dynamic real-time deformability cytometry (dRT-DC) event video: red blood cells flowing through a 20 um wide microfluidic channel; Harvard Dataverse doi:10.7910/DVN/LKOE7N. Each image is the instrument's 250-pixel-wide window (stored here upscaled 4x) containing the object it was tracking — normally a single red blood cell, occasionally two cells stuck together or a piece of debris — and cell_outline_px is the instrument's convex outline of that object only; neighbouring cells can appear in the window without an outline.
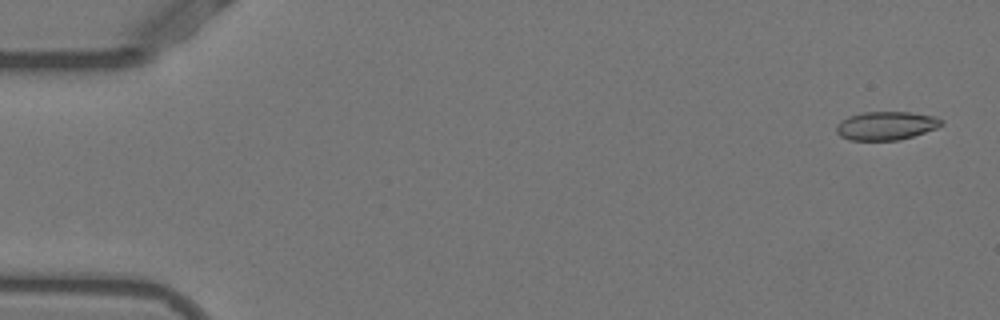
{"species": "Egyptian fruit bat (a non-hibernating species)", "species_latin": "Rousettus aegyptiacus", "temperature_condition": "warm", "stored_images_in_passage": 52, "camera_frame_rate_fps": 3000, "um_per_image_px": 0.085, "animal": {"sex": "female"}, "frame": {"image": 1, "passage_image": 2, "time_ms": 0.333, "image_size_px": [1000, 320], "cell_outline_px": [[944, 124], [936, 128], [900, 140], [848, 140], [840, 136], [836, 132], [836, 124], [840, 120], [848, 116], [864, 112], [908, 112], [932, 116], [944, 120]], "centroid_in_image_um": [75.28, 10.68], "position_along_channel_um": 9.7, "area_um2": 17.46}}
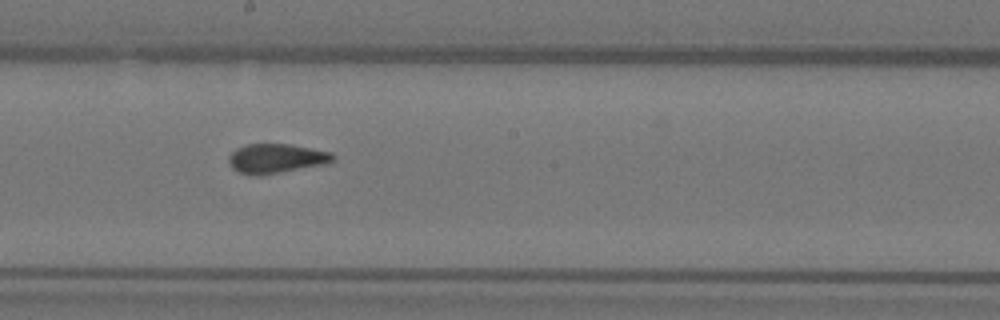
{"frame": {"image": 2, "passage_image": 29, "time_ms": 9.333, "image_size_px": [1000, 320], "cell_outline_px": [[336, 160], [328, 164], [260, 176], [248, 176], [232, 168], [228, 160], [228, 156], [236, 148], [248, 144], [288, 144], [332, 152], [336, 156]], "centroid_in_image_um": [23.5, 13.49], "position_along_channel_um": 224.7, "area_um2": 18.21}}
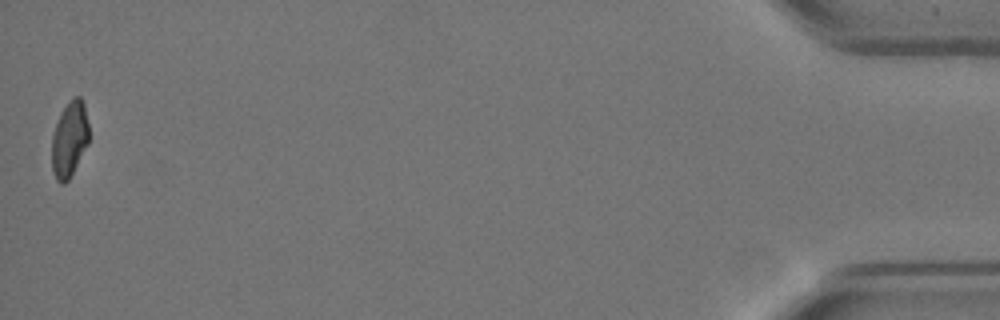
{"frame": {"image": 3, "passage_image": 52, "time_ms": 17.0, "image_size_px": [1000, 320], "cell_outline_px": [[88, 144], [68, 180], [64, 184], [60, 184], [56, 180], [52, 172], [52, 136], [60, 112], [68, 100], [72, 96], [80, 96], [84, 104], [88, 124]], "centroid_in_image_um": [5.89, 11.81], "position_along_channel_um": 429.3, "area_um2": 16.47}, "authors_computed_cell_mechanics": {"area_um2": 18.0914, "velocity_mm_per_s": 3.8973, "shape_relaxation_time_tau1_ms": 10.7305, "shape_relaxation_time_tau2_ms": 1.0337, "deformation_change_tau1": 0.2451, "deformation_change_tau2": 0.0517}}